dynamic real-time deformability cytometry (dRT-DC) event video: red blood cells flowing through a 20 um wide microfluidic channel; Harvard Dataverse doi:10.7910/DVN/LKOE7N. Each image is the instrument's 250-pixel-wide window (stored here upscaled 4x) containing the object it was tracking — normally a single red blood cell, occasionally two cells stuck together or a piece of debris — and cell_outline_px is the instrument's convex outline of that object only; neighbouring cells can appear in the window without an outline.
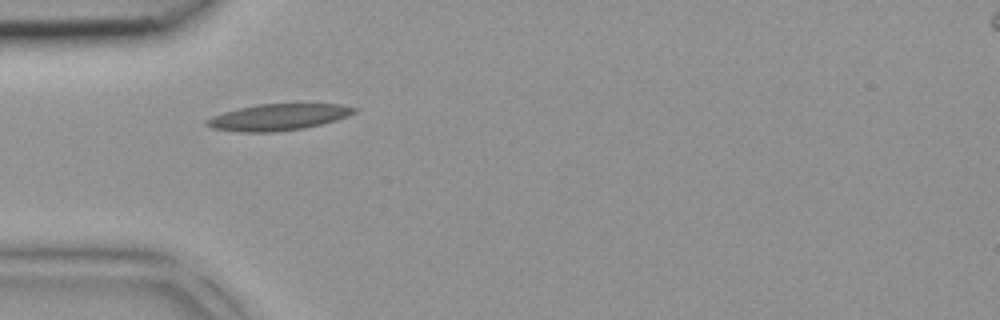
{"species": "common noctule bat (a hibernating species)", "species_latin": "Nyctalus noctula", "temperature_condition": "room temperature", "stored_images_in_passage": 1, "camera_frame_rate_fps": 3000, "um_per_image_px": 0.085, "animal": {"sex": "female", "body_mass_g": 18.4}, "frame": {"image": 1, "passage_image": 1, "time_ms": 0.0, "image_size_px": [1000, 320], "cell_outline_px": [[356, 112], [348, 116], [336, 120], [304, 128], [272, 132], [244, 132], [212, 128], [204, 124], [204, 120], [212, 116], [224, 112], [256, 104], [340, 104], [356, 108]], "centroid_in_image_um": [23.63, 9.95], "position_along_channel_um": 61.4, "area_um2": 22.54}}